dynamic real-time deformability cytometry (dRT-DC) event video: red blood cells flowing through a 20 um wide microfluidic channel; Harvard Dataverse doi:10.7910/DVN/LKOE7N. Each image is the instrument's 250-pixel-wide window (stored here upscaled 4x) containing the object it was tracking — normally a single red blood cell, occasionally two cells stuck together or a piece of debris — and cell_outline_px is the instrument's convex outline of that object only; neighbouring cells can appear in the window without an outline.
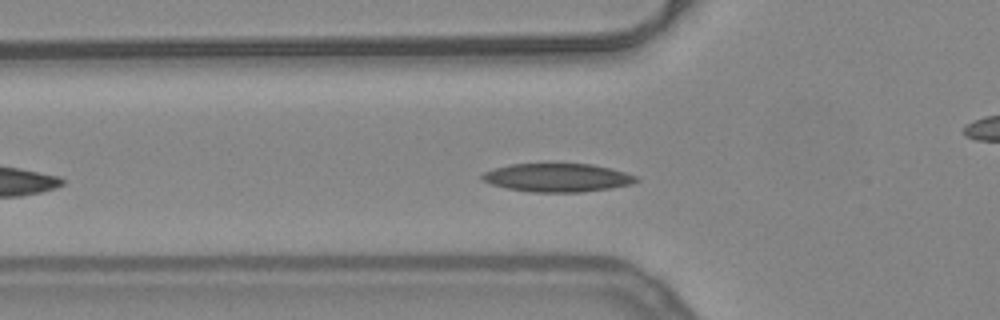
{"species": "common noctule bat (a hibernating species)", "species_latin": "Nyctalus noctula", "temperature_condition": "warm", "stored_images_in_passage": 36, "camera_frame_rate_fps": 3000, "um_per_image_px": 0.085, "animal": {"sex": "female", "body_mass_g": 24.6, "forearm_length_mm": 56.2}, "frame": {"image": 1, "passage_image": 7, "time_ms": 2.0, "image_size_px": [1000, 320], "cell_outline_px": [[640, 180], [632, 184], [612, 188], [580, 192], [528, 192], [508, 188], [492, 184], [480, 180], [480, 176], [484, 172], [508, 164], [592, 164], [612, 168], [636, 176]], "centroid_in_image_um": [47.39, 15.1], "position_along_channel_um": 78.4, "area_um2": 25.55}}
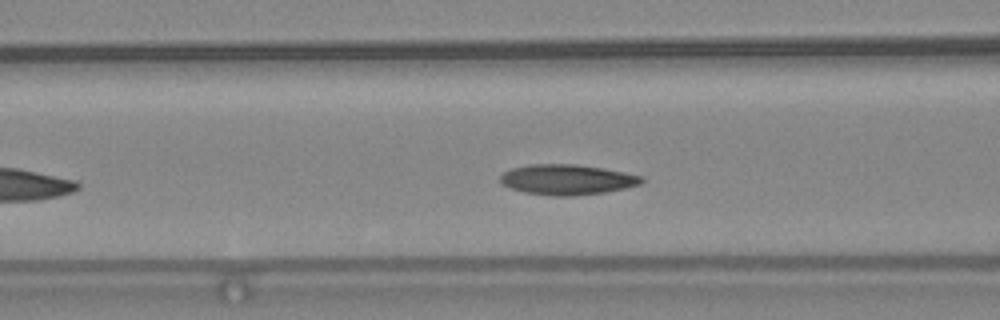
{"frame": {"image": 2, "passage_image": 10, "time_ms": 3.0, "image_size_px": [1000, 320], "cell_outline_px": [[644, 180], [640, 184], [624, 188], [604, 192], [572, 196], [552, 196], [524, 192], [500, 184], [500, 176], [504, 172], [512, 168], [528, 164], [576, 164], [624, 172], [644, 176]], "centroid_in_image_um": [48.18, 15.26], "position_along_channel_um": 118.4, "area_um2": 24.91}}
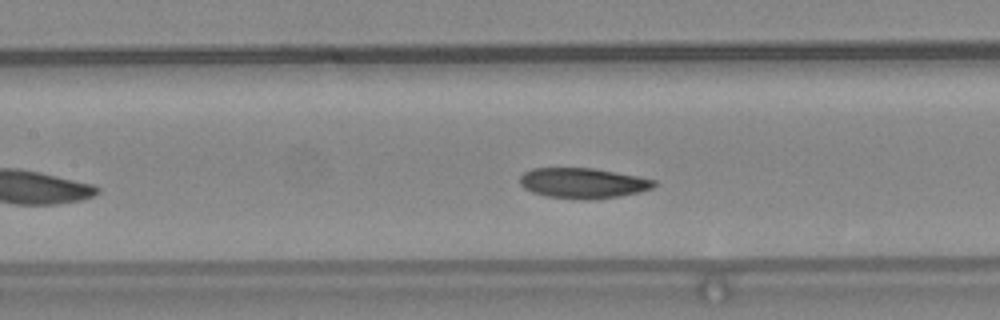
{"frame": {"image": 3, "passage_image": 13, "time_ms": 4.0, "image_size_px": [1000, 320], "cell_outline_px": [[656, 184], [652, 188], [620, 196], [588, 200], [584, 200], [548, 196], [532, 192], [524, 188], [520, 184], [520, 176], [524, 172], [532, 168], [596, 168], [656, 180]], "centroid_in_image_um": [49.53, 15.56], "position_along_channel_um": 157.9, "area_um2": 23.64}, "authors_computed_cell_mechanics": {"area_um2": 24.0159, "velocity_mm_per_s": 3.9221, "shape_relaxation_time_tau1_ms": 2.9479, "shape_relaxation_time_tau2_ms": 11.1513, "deformation_change_tau1": 0.1035, "deformation_change_tau2": 0.2116}}